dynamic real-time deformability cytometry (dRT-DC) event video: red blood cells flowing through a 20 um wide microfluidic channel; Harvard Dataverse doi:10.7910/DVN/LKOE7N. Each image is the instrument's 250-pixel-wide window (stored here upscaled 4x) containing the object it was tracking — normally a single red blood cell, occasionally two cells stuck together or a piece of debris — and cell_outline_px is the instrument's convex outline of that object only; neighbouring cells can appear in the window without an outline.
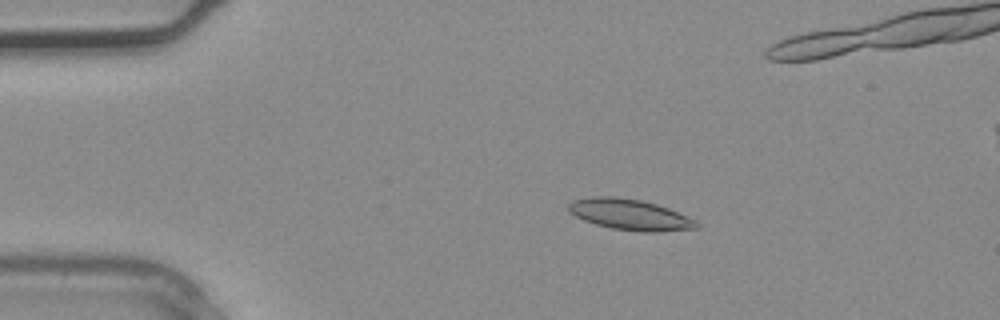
{"species": "common noctule bat (a hibernating species)", "species_latin": "Nyctalus noctula", "temperature_condition": "warm", "stored_images_in_passage": 3, "camera_frame_rate_fps": 3000, "um_per_image_px": 0.085, "animal": {"sex": "male", "body_mass_g": 20.4}, "frame": {"image": 1, "passage_image": 1, "time_ms": 0.0, "image_size_px": [1000, 320], "cell_outline_px": [[700, 228], [660, 232], [640, 232], [612, 228], [596, 224], [584, 220], [568, 212], [568, 204], [572, 200], [592, 196], [612, 196], [640, 200], [656, 204], [668, 208], [696, 220], [700, 224]], "centroid_in_image_um": [53.55, 18.24], "position_along_channel_um": 31.4, "area_um2": 23.12}}